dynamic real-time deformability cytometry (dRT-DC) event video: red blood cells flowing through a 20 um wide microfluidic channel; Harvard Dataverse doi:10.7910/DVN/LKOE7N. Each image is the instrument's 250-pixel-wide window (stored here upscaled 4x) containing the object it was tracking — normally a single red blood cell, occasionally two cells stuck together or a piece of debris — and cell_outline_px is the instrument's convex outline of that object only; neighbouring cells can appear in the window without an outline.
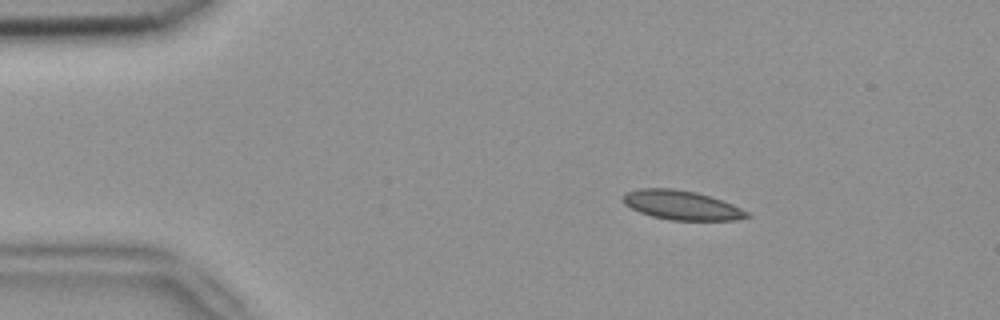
{"species": "common noctule bat (a hibernating species)", "species_latin": "Nyctalus noctula", "temperature_condition": "room temperature", "stored_images_in_passage": 4, "camera_frame_rate_fps": 3000, "um_per_image_px": 0.085, "animal": {"sex": "female", "body_mass_g": 18.4}, "frame": {"image": 1, "passage_image": 2, "time_ms": 0.333, "image_size_px": [1000, 320], "cell_outline_px": [[752, 216], [736, 220], [668, 220], [652, 216], [640, 212], [624, 204], [624, 196], [628, 192], [640, 188], [672, 188], [696, 192], [712, 196], [724, 200], [748, 212]], "centroid_in_image_um": [57.98, 17.44], "position_along_channel_um": 27.0, "area_um2": 21.1}}
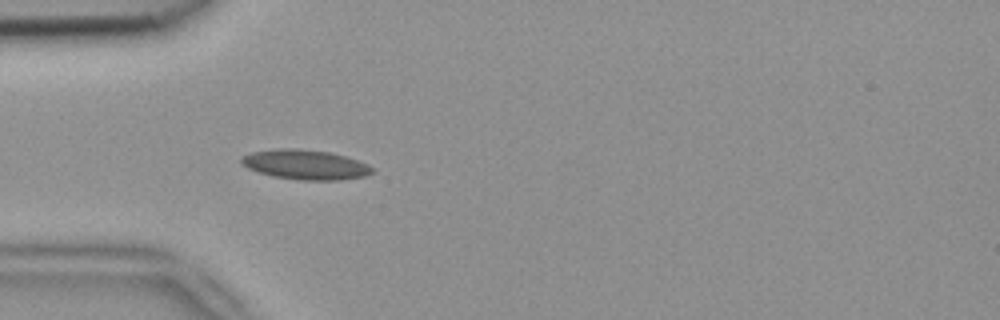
{"frame": {"image": 2, "passage_image": 4, "time_ms": 1.0, "image_size_px": [1000, 320], "cell_outline_px": [[372, 172], [364, 176], [340, 180], [300, 180], [272, 176], [248, 168], [240, 164], [240, 160], [244, 156], [252, 152], [276, 148], [296, 148], [328, 152], [344, 156], [368, 164], [372, 168]], "centroid_in_image_um": [25.92, 13.99], "position_along_channel_um": 59.1, "area_um2": 22.48}}